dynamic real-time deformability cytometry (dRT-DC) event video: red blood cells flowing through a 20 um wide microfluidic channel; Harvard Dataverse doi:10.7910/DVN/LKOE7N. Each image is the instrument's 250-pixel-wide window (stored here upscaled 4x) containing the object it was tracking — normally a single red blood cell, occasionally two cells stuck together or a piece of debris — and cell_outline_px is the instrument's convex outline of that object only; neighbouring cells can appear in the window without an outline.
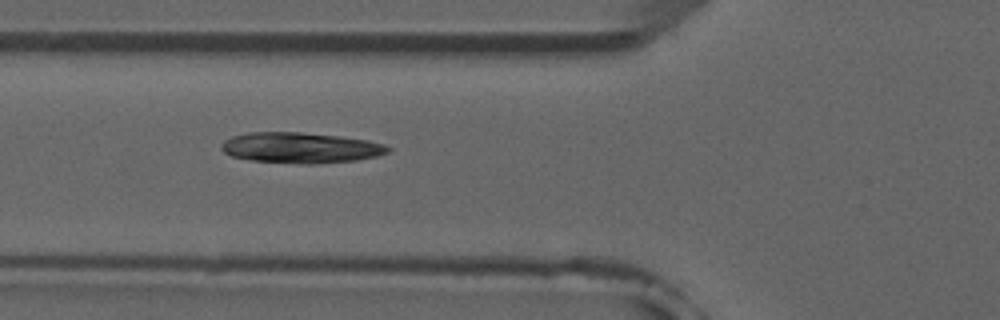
{"species": "common noctule bat (a hibernating species)", "species_latin": "Nyctalus noctula", "temperature_condition": "room temperature", "stored_images_in_passage": 6, "camera_frame_rate_fps": 3000, "um_per_image_px": 0.085, "animal": {"sex": "male", "forearm_length_mm": 52.5}, "frame": {"image": 1, "passage_image": 5, "time_ms": 5.333, "image_size_px": [1000, 320], "cell_outline_px": [[392, 148], [388, 152], [376, 156], [356, 160], [312, 164], [304, 164], [248, 160], [232, 156], [224, 152], [220, 148], [224, 140], [232, 136], [248, 132], [300, 132], [340, 136], [368, 140], [384, 144]], "centroid_in_image_um": [25.54, 12.55], "position_along_channel_um": 100.3, "area_um2": 29.82}}